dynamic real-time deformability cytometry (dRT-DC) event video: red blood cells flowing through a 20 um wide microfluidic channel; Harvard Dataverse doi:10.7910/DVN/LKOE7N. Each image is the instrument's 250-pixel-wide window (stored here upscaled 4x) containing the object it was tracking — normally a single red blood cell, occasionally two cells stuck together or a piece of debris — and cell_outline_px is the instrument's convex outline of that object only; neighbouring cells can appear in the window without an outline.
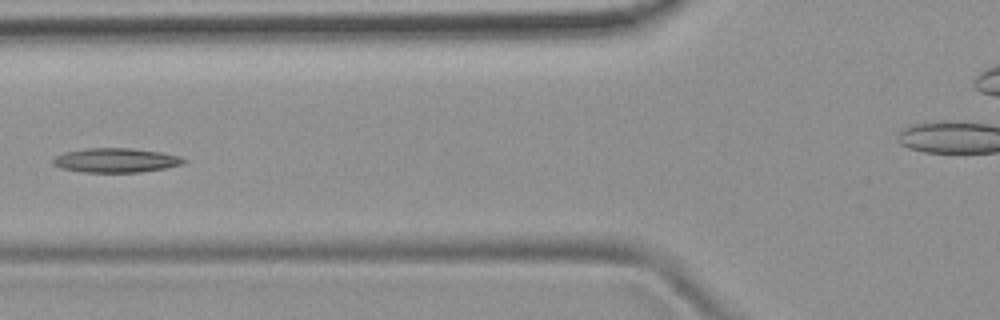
{"species": "common noctule bat (a hibernating species)", "species_latin": "Nyctalus noctula", "temperature_condition": "room temperature", "stored_images_in_passage": 5, "camera_frame_rate_fps": 3000, "um_per_image_px": 0.085, "animal": {"sex": "female", "body_mass_g": 19.9}, "frame": {"image": 1, "passage_image": 4, "time_ms": 5.0, "image_size_px": [1000, 320], "cell_outline_px": [[188, 160], [184, 164], [164, 168], [140, 172], [84, 172], [60, 168], [52, 164], [52, 160], [56, 156], [64, 152], [88, 148], [132, 148], [160, 152], [180, 156]], "centroid_in_image_um": [9.85, 13.62], "position_along_channel_um": 115.9, "area_um2": 18.55}}
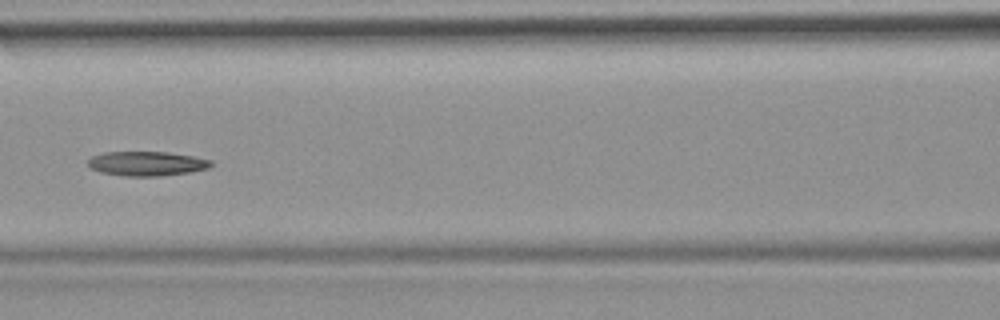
{"frame": {"image": 2, "passage_image": 5, "time_ms": 6.0, "image_size_px": [1000, 320], "cell_outline_px": [[212, 164], [208, 168], [192, 172], [160, 176], [124, 176], [100, 172], [88, 168], [88, 160], [92, 156], [104, 152], [168, 152], [192, 156], [212, 160]], "centroid_in_image_um": [12.46, 13.91], "position_along_channel_um": 154.1, "area_um2": 17.63}}